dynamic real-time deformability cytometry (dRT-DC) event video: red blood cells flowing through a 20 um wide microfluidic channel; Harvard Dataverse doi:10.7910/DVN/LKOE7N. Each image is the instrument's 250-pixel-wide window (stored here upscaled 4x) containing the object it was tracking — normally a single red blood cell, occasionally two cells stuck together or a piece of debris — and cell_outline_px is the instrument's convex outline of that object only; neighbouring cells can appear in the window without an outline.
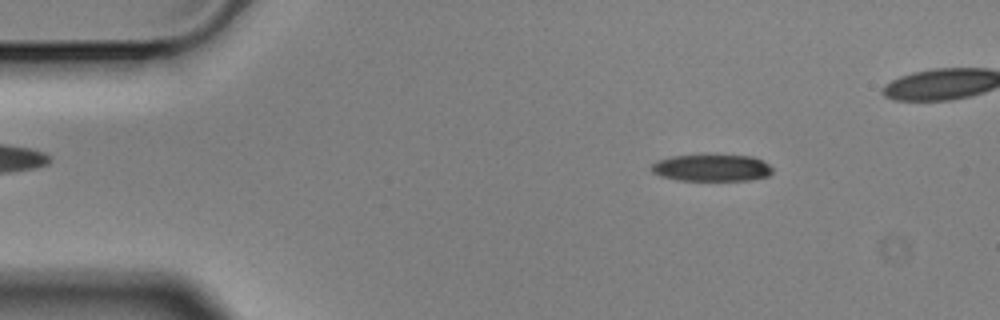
{"species": "Egyptian fruit bat (a non-hibernating species)", "species_latin": "Rousettus aegyptiacus", "temperature_condition": "cold", "stored_images_in_passage": 6, "camera_frame_rate_fps": 3000, "um_per_image_px": 0.085, "animal": {"sex": "male"}, "frame": {"image": 1, "passage_image": 3, "time_ms": 0.667, "image_size_px": [1000, 320], "cell_outline_px": [[772, 172], [768, 176], [752, 180], [676, 180], [660, 176], [652, 172], [648, 168], [656, 160], [672, 156], [752, 156], [768, 164], [772, 168]], "centroid_in_image_um": [60.44, 14.28], "position_along_channel_um": 24.6, "area_um2": 18.79}}